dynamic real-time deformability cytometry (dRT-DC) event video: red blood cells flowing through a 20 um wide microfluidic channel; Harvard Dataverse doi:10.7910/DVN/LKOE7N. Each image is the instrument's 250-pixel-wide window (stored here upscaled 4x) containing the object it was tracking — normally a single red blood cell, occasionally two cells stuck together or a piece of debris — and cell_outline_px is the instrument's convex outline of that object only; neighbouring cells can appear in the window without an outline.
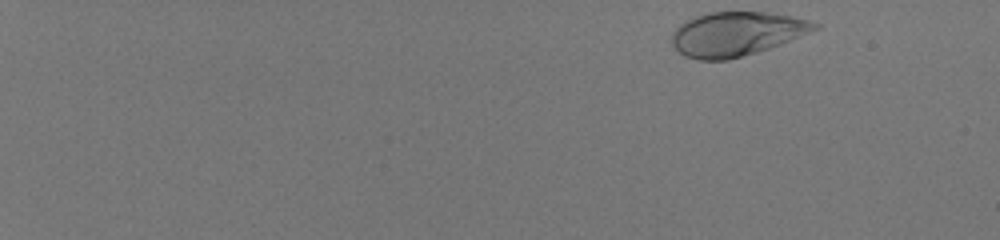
{"species": "human", "species_latin": "Homo sapiens", "temperature_condition": "room temperature", "stored_images_in_passage": 51, "camera_frame_rate_fps": 3000, "um_per_image_px": 0.085, "donor": {"sex": "male"}, "frame": {"image": 1, "passage_image": 1, "time_ms": 0.0, "image_size_px": [1000, 240], "cell_outline_px": [[820, 28], [780, 44], [756, 52], [728, 60], [700, 60], [684, 56], [672, 44], [672, 32], [684, 20], [708, 12], [768, 12], [792, 16], [808, 20], [820, 24]], "centroid_in_image_um": [62.58, 2.87], "position_along_channel_um": 22.4, "area_um2": 36.59}}
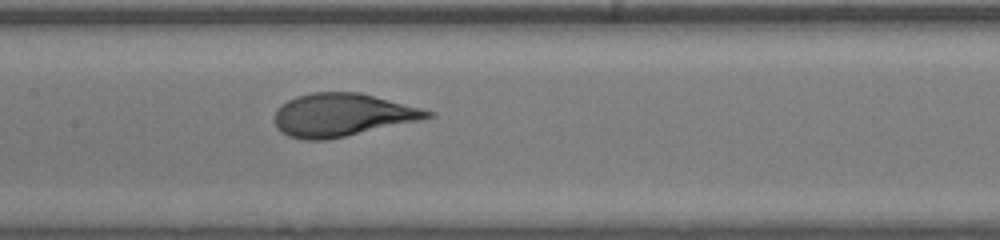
{"frame": {"image": 2, "passage_image": 28, "time_ms": 9.0, "image_size_px": [1000, 240], "cell_outline_px": [[436, 116], [420, 120], [328, 140], [304, 140], [288, 136], [280, 132], [276, 128], [276, 108], [288, 100], [296, 96], [312, 92], [360, 92], [436, 112]], "centroid_in_image_um": [29.08, 9.77], "position_along_channel_um": 178.3, "area_um2": 38.32}}
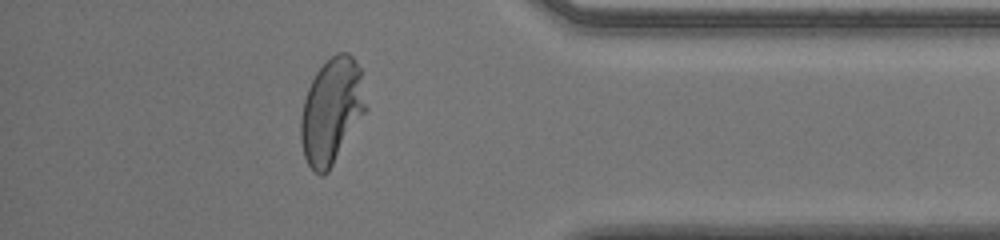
{"frame": {"image": 3, "passage_image": 46, "time_ms": 15.0, "image_size_px": [1000, 240], "cell_outline_px": [[368, 108], [328, 172], [324, 176], [320, 176], [312, 172], [304, 156], [300, 140], [300, 120], [304, 100], [308, 88], [316, 72], [336, 52], [348, 52], [356, 60], [360, 68]], "centroid_in_image_um": [28.19, 9.45], "position_along_channel_um": 407.0, "area_um2": 40.23}, "authors_computed_cell_mechanics": {"area_um2": 38.0324, "velocity_mm_per_s": 4.0262, "shape_relaxation_time_tau1_ms": 3.4337, "shape_relaxation_time_tau2_ms": null, "deformation_change_tau1": 0.2031, "deformation_change_tau2": null}}